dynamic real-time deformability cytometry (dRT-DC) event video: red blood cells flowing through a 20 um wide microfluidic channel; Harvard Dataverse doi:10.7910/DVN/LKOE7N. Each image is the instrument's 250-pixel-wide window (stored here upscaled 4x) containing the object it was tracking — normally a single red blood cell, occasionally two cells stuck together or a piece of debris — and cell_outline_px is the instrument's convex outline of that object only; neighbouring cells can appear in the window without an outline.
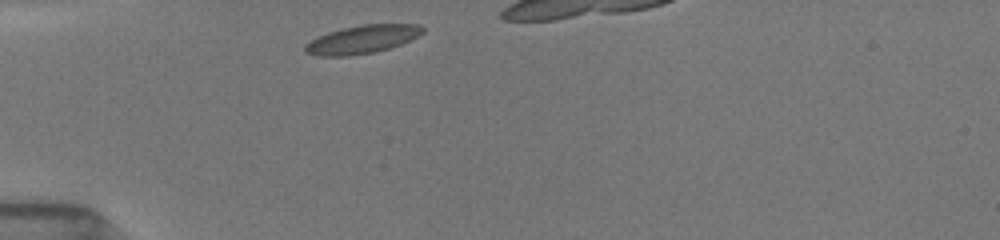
{"species": "common noctule bat (a hibernating species)", "species_latin": "Nyctalus noctula", "temperature_condition": "room temperature", "stored_images_in_passage": 13, "camera_frame_rate_fps": 3000, "um_per_image_px": 0.085, "animal": {"sex": "female", "body_mass_g": 19.5, "forearm_length_mm": 54.1}, "frame": {"image": 1, "passage_image": 1, "time_ms": 0.0, "image_size_px": [1000, 240], "cell_outline_px": [[424, 32], [400, 44], [388, 48], [372, 52], [348, 56], [320, 56], [304, 52], [304, 44], [328, 32], [344, 28], [364, 24], [416, 24], [424, 28]], "centroid_in_image_um": [30.75, 3.35], "position_along_channel_um": 54.2, "area_um2": 18.96}}
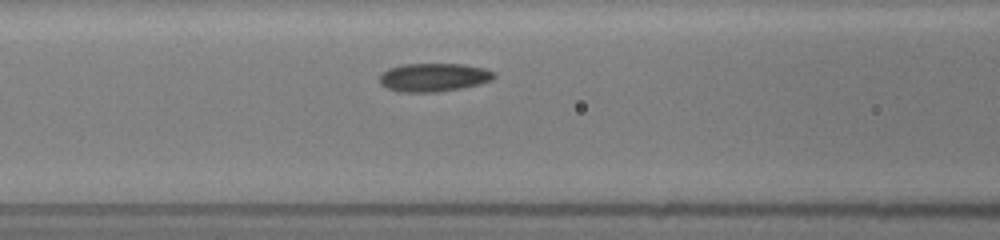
{"frame": {"image": 2, "passage_image": 8, "time_ms": 2.333, "image_size_px": [1000, 240], "cell_outline_px": [[496, 76], [492, 80], [480, 84], [460, 88], [436, 92], [400, 92], [388, 88], [380, 84], [380, 76], [388, 68], [404, 64], [460, 64], [484, 68], [492, 72]], "centroid_in_image_um": [36.86, 6.57], "position_along_channel_um": 129.7, "area_um2": 18.79}}
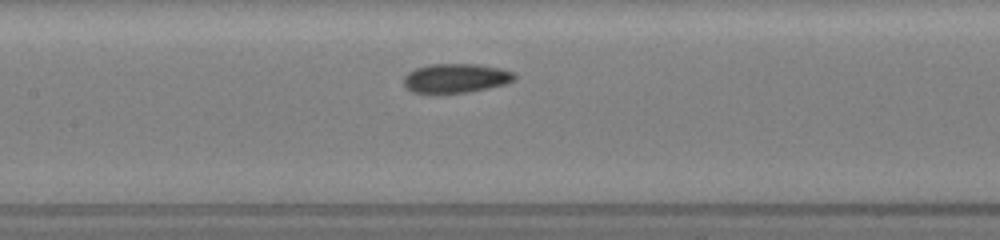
{"frame": {"image": 3, "passage_image": 11, "time_ms": 3.333, "image_size_px": [1000, 240], "cell_outline_px": [[516, 80], [504, 84], [488, 88], [468, 92], [432, 96], [412, 92], [404, 84], [404, 76], [408, 72], [416, 68], [432, 64], [476, 64], [500, 68], [516, 72]], "centroid_in_image_um": [38.73, 6.68], "position_along_channel_um": 168.7, "area_um2": 19.48}}